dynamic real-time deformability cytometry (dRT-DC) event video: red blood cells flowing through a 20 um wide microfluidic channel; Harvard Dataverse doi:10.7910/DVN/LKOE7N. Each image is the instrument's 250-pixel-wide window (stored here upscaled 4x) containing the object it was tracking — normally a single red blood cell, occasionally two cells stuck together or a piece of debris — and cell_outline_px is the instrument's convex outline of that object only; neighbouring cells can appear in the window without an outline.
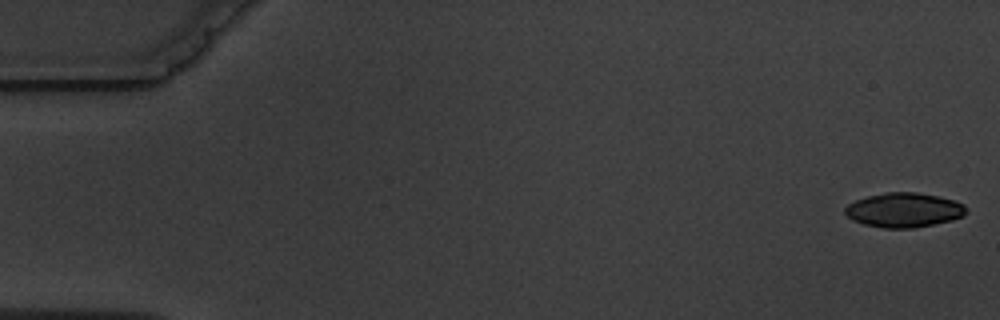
{"species": "common noctule bat (a hibernating species)", "species_latin": "Nyctalus noctula", "temperature_condition": "warm", "stored_images_in_passage": 4, "camera_frame_rate_fps": 3000, "um_per_image_px": 0.085, "animal": {"sex": "male", "body_mass_g": 19.5, "forearm_length_mm": 54.6}, "frame": {"image": 1, "passage_image": 1, "time_ms": 0.0, "image_size_px": [1000, 320], "cell_outline_px": [[968, 212], [964, 216], [952, 220], [916, 228], [884, 228], [864, 224], [852, 220], [844, 212], [844, 208], [848, 204], [856, 200], [868, 196], [888, 192], [916, 192], [936, 196], [952, 200], [964, 204], [968, 208]], "centroid_in_image_um": [76.85, 17.86], "position_along_channel_um": 8.1, "area_um2": 24.39}}
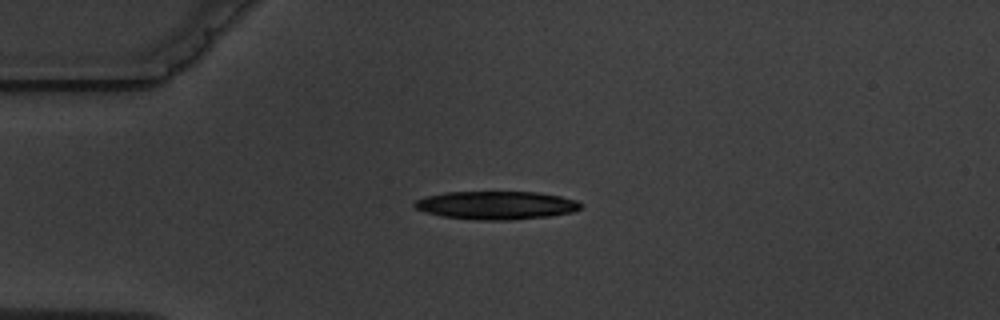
{"frame": {"image": 2, "passage_image": 4, "time_ms": 4.333, "image_size_px": [1000, 320], "cell_outline_px": [[584, 204], [580, 208], [572, 212], [552, 216], [512, 220], [476, 220], [444, 216], [424, 212], [416, 208], [412, 204], [416, 200], [424, 196], [444, 192], [540, 192], [560, 196], [576, 200]], "centroid_in_image_um": [42.19, 17.44], "position_along_channel_um": 42.8, "area_um2": 27.57}}